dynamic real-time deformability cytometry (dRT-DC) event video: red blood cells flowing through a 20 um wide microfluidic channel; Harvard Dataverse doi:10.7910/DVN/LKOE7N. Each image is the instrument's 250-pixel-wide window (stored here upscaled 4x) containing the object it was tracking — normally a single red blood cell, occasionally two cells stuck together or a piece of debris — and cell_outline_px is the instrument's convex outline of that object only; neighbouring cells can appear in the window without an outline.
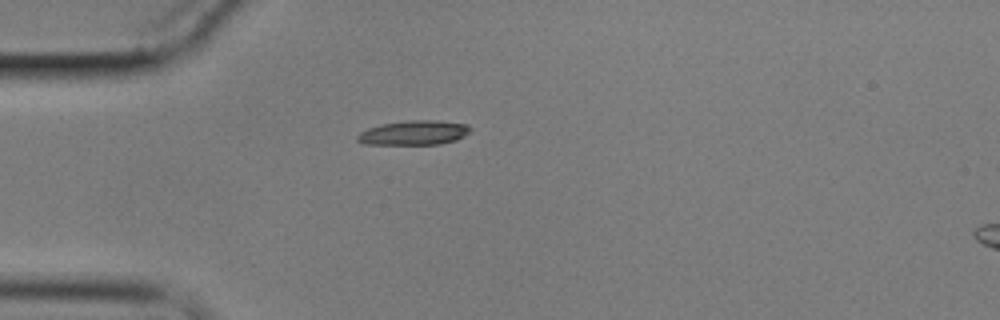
{"species": "common noctule bat (a hibernating species)", "species_latin": "Nyctalus noctula", "temperature_condition": "cold", "stored_images_in_passage": 45, "camera_frame_rate_fps": 3000, "um_per_image_px": 0.085, "animal": {"sex": "male", "body_mass_g": 17.9}, "frame": {"image": 1, "passage_image": 1, "time_ms": 0.0, "image_size_px": [1000, 320], "cell_outline_px": [[472, 128], [464, 136], [456, 140], [440, 144], [364, 144], [356, 140], [356, 136], [360, 132], [368, 128], [380, 124], [408, 120], [436, 120], [468, 124]], "centroid_in_image_um": [35.18, 11.28], "position_along_channel_um": 49.8, "area_um2": 16.18}}
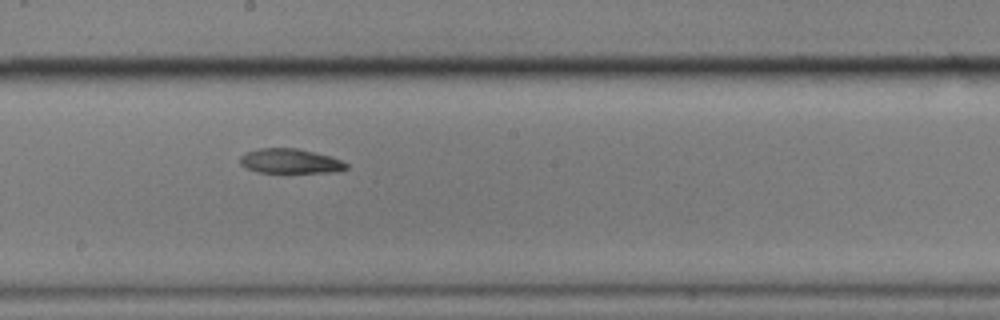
{"frame": {"image": 2, "passage_image": 18, "time_ms": 5.667, "image_size_px": [1000, 320], "cell_outline_px": [[348, 168], [336, 172], [256, 172], [244, 168], [240, 164], [240, 156], [248, 152], [260, 148], [296, 148], [332, 156], [348, 164]], "centroid_in_image_um": [24.66, 13.7], "position_along_channel_um": 223.5, "area_um2": 15.26}}
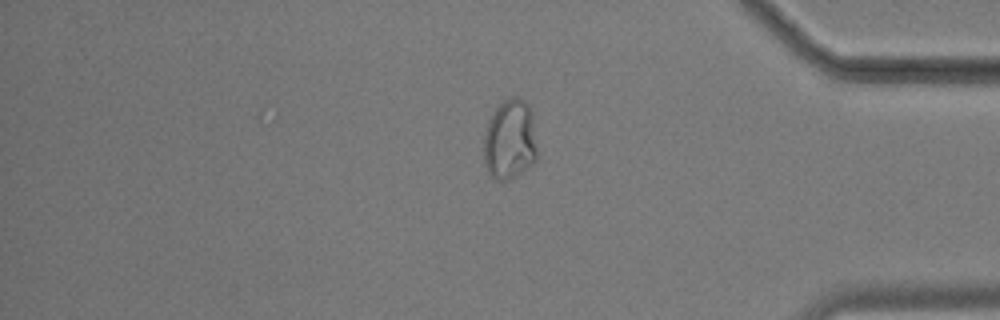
{"frame": {"image": 3, "passage_image": 35, "time_ms": 11.333, "image_size_px": [1000, 320], "cell_outline_px": [[536, 160], [528, 168], [508, 180], [496, 180], [488, 172], [484, 164], [484, 136], [488, 120], [496, 108], [508, 96], [516, 96], [524, 100], [528, 104], [532, 112], [536, 148]], "centroid_in_image_um": [43.33, 11.86], "position_along_channel_um": 391.9, "area_um2": 25.09}, "authors_computed_cell_mechanics": {"area_um2": 16.762, "velocity_mm_per_s": 3.3673, "shape_relaxation_time_tau1_ms": null, "shape_relaxation_time_tau2_ms": 3.068, "deformation_change_tau1": null, "deformation_change_tau2": 0.0775}}